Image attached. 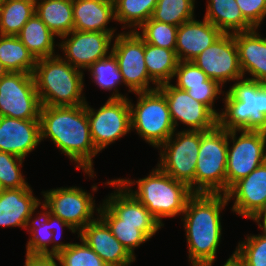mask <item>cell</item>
Returning <instances> with one entry per match:
<instances>
[{
  "label": "cell",
  "mask_w": 266,
  "mask_h": 266,
  "mask_svg": "<svg viewBox=\"0 0 266 266\" xmlns=\"http://www.w3.org/2000/svg\"><path fill=\"white\" fill-rule=\"evenodd\" d=\"M40 139L50 138L53 143L76 163V169L94 176L93 160L99 151L91 135L86 106H45L40 108Z\"/></svg>",
  "instance_id": "cell-1"
},
{
  "label": "cell",
  "mask_w": 266,
  "mask_h": 266,
  "mask_svg": "<svg viewBox=\"0 0 266 266\" xmlns=\"http://www.w3.org/2000/svg\"><path fill=\"white\" fill-rule=\"evenodd\" d=\"M226 194L194 193L183 212L189 262L212 266L222 236L221 211L228 204Z\"/></svg>",
  "instance_id": "cell-2"
},
{
  "label": "cell",
  "mask_w": 266,
  "mask_h": 266,
  "mask_svg": "<svg viewBox=\"0 0 266 266\" xmlns=\"http://www.w3.org/2000/svg\"><path fill=\"white\" fill-rule=\"evenodd\" d=\"M83 71L59 54L38 59L33 72L41 105L80 106L86 104Z\"/></svg>",
  "instance_id": "cell-3"
},
{
  "label": "cell",
  "mask_w": 266,
  "mask_h": 266,
  "mask_svg": "<svg viewBox=\"0 0 266 266\" xmlns=\"http://www.w3.org/2000/svg\"><path fill=\"white\" fill-rule=\"evenodd\" d=\"M140 203H142L154 218L164 226L162 218L183 216L188 199L194 194L190 187L175 180L157 166L145 178L136 181L137 190H132L135 181L117 179Z\"/></svg>",
  "instance_id": "cell-4"
},
{
  "label": "cell",
  "mask_w": 266,
  "mask_h": 266,
  "mask_svg": "<svg viewBox=\"0 0 266 266\" xmlns=\"http://www.w3.org/2000/svg\"><path fill=\"white\" fill-rule=\"evenodd\" d=\"M223 101L221 128L266 132V84L243 77L226 91Z\"/></svg>",
  "instance_id": "cell-5"
},
{
  "label": "cell",
  "mask_w": 266,
  "mask_h": 266,
  "mask_svg": "<svg viewBox=\"0 0 266 266\" xmlns=\"http://www.w3.org/2000/svg\"><path fill=\"white\" fill-rule=\"evenodd\" d=\"M228 130L217 125L201 131L194 193L226 194Z\"/></svg>",
  "instance_id": "cell-6"
},
{
  "label": "cell",
  "mask_w": 266,
  "mask_h": 266,
  "mask_svg": "<svg viewBox=\"0 0 266 266\" xmlns=\"http://www.w3.org/2000/svg\"><path fill=\"white\" fill-rule=\"evenodd\" d=\"M135 94L139 96L136 105L128 99L131 130L158 148L176 133L165 96L158 89Z\"/></svg>",
  "instance_id": "cell-7"
},
{
  "label": "cell",
  "mask_w": 266,
  "mask_h": 266,
  "mask_svg": "<svg viewBox=\"0 0 266 266\" xmlns=\"http://www.w3.org/2000/svg\"><path fill=\"white\" fill-rule=\"evenodd\" d=\"M200 142L201 131L186 129L173 134L158 147L162 149L157 167L175 180L186 183L193 193Z\"/></svg>",
  "instance_id": "cell-8"
},
{
  "label": "cell",
  "mask_w": 266,
  "mask_h": 266,
  "mask_svg": "<svg viewBox=\"0 0 266 266\" xmlns=\"http://www.w3.org/2000/svg\"><path fill=\"white\" fill-rule=\"evenodd\" d=\"M237 132L241 135L237 138ZM229 141L233 145L229 146ZM266 161V132L229 130L226 166V193L239 180Z\"/></svg>",
  "instance_id": "cell-9"
},
{
  "label": "cell",
  "mask_w": 266,
  "mask_h": 266,
  "mask_svg": "<svg viewBox=\"0 0 266 266\" xmlns=\"http://www.w3.org/2000/svg\"><path fill=\"white\" fill-rule=\"evenodd\" d=\"M115 36L111 52L117 59L124 85L129 87L128 92L156 90L157 84L149 77L144 61V40L132 30ZM151 82L156 87H151Z\"/></svg>",
  "instance_id": "cell-10"
},
{
  "label": "cell",
  "mask_w": 266,
  "mask_h": 266,
  "mask_svg": "<svg viewBox=\"0 0 266 266\" xmlns=\"http://www.w3.org/2000/svg\"><path fill=\"white\" fill-rule=\"evenodd\" d=\"M40 108L33 74L9 72L0 79V116L39 119Z\"/></svg>",
  "instance_id": "cell-11"
},
{
  "label": "cell",
  "mask_w": 266,
  "mask_h": 266,
  "mask_svg": "<svg viewBox=\"0 0 266 266\" xmlns=\"http://www.w3.org/2000/svg\"><path fill=\"white\" fill-rule=\"evenodd\" d=\"M90 124V135L95 148L100 152L122 138L131 130L128 98L108 101L98 110L85 104Z\"/></svg>",
  "instance_id": "cell-12"
},
{
  "label": "cell",
  "mask_w": 266,
  "mask_h": 266,
  "mask_svg": "<svg viewBox=\"0 0 266 266\" xmlns=\"http://www.w3.org/2000/svg\"><path fill=\"white\" fill-rule=\"evenodd\" d=\"M44 204L51 214L69 224L75 231H81L87 224L94 221L95 200L90 193L79 187L56 188L42 192ZM93 218V219H92Z\"/></svg>",
  "instance_id": "cell-13"
},
{
  "label": "cell",
  "mask_w": 266,
  "mask_h": 266,
  "mask_svg": "<svg viewBox=\"0 0 266 266\" xmlns=\"http://www.w3.org/2000/svg\"><path fill=\"white\" fill-rule=\"evenodd\" d=\"M192 62L222 87L227 81H237L244 77L234 35L231 33H223Z\"/></svg>",
  "instance_id": "cell-14"
},
{
  "label": "cell",
  "mask_w": 266,
  "mask_h": 266,
  "mask_svg": "<svg viewBox=\"0 0 266 266\" xmlns=\"http://www.w3.org/2000/svg\"><path fill=\"white\" fill-rule=\"evenodd\" d=\"M157 89L165 96L175 130L178 121L189 126L190 131H209L218 125V117L187 91L170 83L162 84Z\"/></svg>",
  "instance_id": "cell-15"
},
{
  "label": "cell",
  "mask_w": 266,
  "mask_h": 266,
  "mask_svg": "<svg viewBox=\"0 0 266 266\" xmlns=\"http://www.w3.org/2000/svg\"><path fill=\"white\" fill-rule=\"evenodd\" d=\"M113 37L114 32L73 30L60 37L63 41L59 43L58 47L60 46L64 52L66 58L64 60L83 71L111 53L110 47Z\"/></svg>",
  "instance_id": "cell-16"
},
{
  "label": "cell",
  "mask_w": 266,
  "mask_h": 266,
  "mask_svg": "<svg viewBox=\"0 0 266 266\" xmlns=\"http://www.w3.org/2000/svg\"><path fill=\"white\" fill-rule=\"evenodd\" d=\"M226 196L229 201L235 199L233 212L254 220L266 207V161L236 182Z\"/></svg>",
  "instance_id": "cell-17"
},
{
  "label": "cell",
  "mask_w": 266,
  "mask_h": 266,
  "mask_svg": "<svg viewBox=\"0 0 266 266\" xmlns=\"http://www.w3.org/2000/svg\"><path fill=\"white\" fill-rule=\"evenodd\" d=\"M77 234L107 266H130L136 260V257H133L114 237L100 217L87 224Z\"/></svg>",
  "instance_id": "cell-18"
},
{
  "label": "cell",
  "mask_w": 266,
  "mask_h": 266,
  "mask_svg": "<svg viewBox=\"0 0 266 266\" xmlns=\"http://www.w3.org/2000/svg\"><path fill=\"white\" fill-rule=\"evenodd\" d=\"M40 142L39 119L0 116V152H8L24 159Z\"/></svg>",
  "instance_id": "cell-19"
},
{
  "label": "cell",
  "mask_w": 266,
  "mask_h": 266,
  "mask_svg": "<svg viewBox=\"0 0 266 266\" xmlns=\"http://www.w3.org/2000/svg\"><path fill=\"white\" fill-rule=\"evenodd\" d=\"M223 33L207 19L195 18L178 27L175 52L179 61H192Z\"/></svg>",
  "instance_id": "cell-20"
},
{
  "label": "cell",
  "mask_w": 266,
  "mask_h": 266,
  "mask_svg": "<svg viewBox=\"0 0 266 266\" xmlns=\"http://www.w3.org/2000/svg\"><path fill=\"white\" fill-rule=\"evenodd\" d=\"M256 29L233 35L243 75L247 72L252 76L248 79L266 84V37H261Z\"/></svg>",
  "instance_id": "cell-21"
},
{
  "label": "cell",
  "mask_w": 266,
  "mask_h": 266,
  "mask_svg": "<svg viewBox=\"0 0 266 266\" xmlns=\"http://www.w3.org/2000/svg\"><path fill=\"white\" fill-rule=\"evenodd\" d=\"M41 201L30 187L0 191V227L26 228L33 209Z\"/></svg>",
  "instance_id": "cell-22"
},
{
  "label": "cell",
  "mask_w": 266,
  "mask_h": 266,
  "mask_svg": "<svg viewBox=\"0 0 266 266\" xmlns=\"http://www.w3.org/2000/svg\"><path fill=\"white\" fill-rule=\"evenodd\" d=\"M73 17V30L115 32L113 28H107L110 20L115 21L114 1L73 0Z\"/></svg>",
  "instance_id": "cell-23"
},
{
  "label": "cell",
  "mask_w": 266,
  "mask_h": 266,
  "mask_svg": "<svg viewBox=\"0 0 266 266\" xmlns=\"http://www.w3.org/2000/svg\"><path fill=\"white\" fill-rule=\"evenodd\" d=\"M106 183L116 188V192L111 193L103 203L121 219V223L160 224L117 179L108 180Z\"/></svg>",
  "instance_id": "cell-24"
},
{
  "label": "cell",
  "mask_w": 266,
  "mask_h": 266,
  "mask_svg": "<svg viewBox=\"0 0 266 266\" xmlns=\"http://www.w3.org/2000/svg\"><path fill=\"white\" fill-rule=\"evenodd\" d=\"M102 205V206H101ZM99 216L110 228L114 237L135 257L134 249L151 239L162 227L160 224L121 223L103 202L100 204Z\"/></svg>",
  "instance_id": "cell-25"
},
{
  "label": "cell",
  "mask_w": 266,
  "mask_h": 266,
  "mask_svg": "<svg viewBox=\"0 0 266 266\" xmlns=\"http://www.w3.org/2000/svg\"><path fill=\"white\" fill-rule=\"evenodd\" d=\"M207 3L204 18L222 33L233 34L254 29L244 18L236 0H208Z\"/></svg>",
  "instance_id": "cell-26"
},
{
  "label": "cell",
  "mask_w": 266,
  "mask_h": 266,
  "mask_svg": "<svg viewBox=\"0 0 266 266\" xmlns=\"http://www.w3.org/2000/svg\"><path fill=\"white\" fill-rule=\"evenodd\" d=\"M35 13L59 38L73 31V0H35Z\"/></svg>",
  "instance_id": "cell-27"
},
{
  "label": "cell",
  "mask_w": 266,
  "mask_h": 266,
  "mask_svg": "<svg viewBox=\"0 0 266 266\" xmlns=\"http://www.w3.org/2000/svg\"><path fill=\"white\" fill-rule=\"evenodd\" d=\"M33 57L38 60L55 55V38L57 37L35 14L23 26L17 35Z\"/></svg>",
  "instance_id": "cell-28"
},
{
  "label": "cell",
  "mask_w": 266,
  "mask_h": 266,
  "mask_svg": "<svg viewBox=\"0 0 266 266\" xmlns=\"http://www.w3.org/2000/svg\"><path fill=\"white\" fill-rule=\"evenodd\" d=\"M144 61L149 77L157 84V87L165 83H171L179 62L174 50L145 42Z\"/></svg>",
  "instance_id": "cell-29"
},
{
  "label": "cell",
  "mask_w": 266,
  "mask_h": 266,
  "mask_svg": "<svg viewBox=\"0 0 266 266\" xmlns=\"http://www.w3.org/2000/svg\"><path fill=\"white\" fill-rule=\"evenodd\" d=\"M40 202L31 213L26 225V230L30 232L31 238L27 241L26 254L30 255H50L49 244H52L53 228H52V214L50 209ZM41 205L44 212H40L34 220L32 215L35 210ZM42 213V214H41ZM32 220V221H31ZM30 228V231H29Z\"/></svg>",
  "instance_id": "cell-30"
},
{
  "label": "cell",
  "mask_w": 266,
  "mask_h": 266,
  "mask_svg": "<svg viewBox=\"0 0 266 266\" xmlns=\"http://www.w3.org/2000/svg\"><path fill=\"white\" fill-rule=\"evenodd\" d=\"M36 61L17 36L0 34V62L9 72L33 74Z\"/></svg>",
  "instance_id": "cell-31"
},
{
  "label": "cell",
  "mask_w": 266,
  "mask_h": 266,
  "mask_svg": "<svg viewBox=\"0 0 266 266\" xmlns=\"http://www.w3.org/2000/svg\"><path fill=\"white\" fill-rule=\"evenodd\" d=\"M33 14H35V0H2L0 34L17 36Z\"/></svg>",
  "instance_id": "cell-32"
},
{
  "label": "cell",
  "mask_w": 266,
  "mask_h": 266,
  "mask_svg": "<svg viewBox=\"0 0 266 266\" xmlns=\"http://www.w3.org/2000/svg\"><path fill=\"white\" fill-rule=\"evenodd\" d=\"M158 0H114L115 21L136 31L153 15Z\"/></svg>",
  "instance_id": "cell-33"
},
{
  "label": "cell",
  "mask_w": 266,
  "mask_h": 266,
  "mask_svg": "<svg viewBox=\"0 0 266 266\" xmlns=\"http://www.w3.org/2000/svg\"><path fill=\"white\" fill-rule=\"evenodd\" d=\"M87 70L90 72L94 83L96 82V85L101 89L114 91L109 98H127V96L119 93L117 89V86L121 83L124 84V81L119 71L117 59L112 52L103 59L97 60L94 64L90 65Z\"/></svg>",
  "instance_id": "cell-34"
},
{
  "label": "cell",
  "mask_w": 266,
  "mask_h": 266,
  "mask_svg": "<svg viewBox=\"0 0 266 266\" xmlns=\"http://www.w3.org/2000/svg\"><path fill=\"white\" fill-rule=\"evenodd\" d=\"M195 0H158L152 19L180 26L194 18Z\"/></svg>",
  "instance_id": "cell-35"
},
{
  "label": "cell",
  "mask_w": 266,
  "mask_h": 266,
  "mask_svg": "<svg viewBox=\"0 0 266 266\" xmlns=\"http://www.w3.org/2000/svg\"><path fill=\"white\" fill-rule=\"evenodd\" d=\"M139 29L136 33L145 43L175 51L178 26L150 18Z\"/></svg>",
  "instance_id": "cell-36"
},
{
  "label": "cell",
  "mask_w": 266,
  "mask_h": 266,
  "mask_svg": "<svg viewBox=\"0 0 266 266\" xmlns=\"http://www.w3.org/2000/svg\"><path fill=\"white\" fill-rule=\"evenodd\" d=\"M262 231L238 243L233 254L244 266H266V231Z\"/></svg>",
  "instance_id": "cell-37"
},
{
  "label": "cell",
  "mask_w": 266,
  "mask_h": 266,
  "mask_svg": "<svg viewBox=\"0 0 266 266\" xmlns=\"http://www.w3.org/2000/svg\"><path fill=\"white\" fill-rule=\"evenodd\" d=\"M24 159L8 153L0 152V188L15 189L30 187L21 173Z\"/></svg>",
  "instance_id": "cell-38"
},
{
  "label": "cell",
  "mask_w": 266,
  "mask_h": 266,
  "mask_svg": "<svg viewBox=\"0 0 266 266\" xmlns=\"http://www.w3.org/2000/svg\"><path fill=\"white\" fill-rule=\"evenodd\" d=\"M81 244L71 243L57 257L60 266H107L82 239Z\"/></svg>",
  "instance_id": "cell-39"
},
{
  "label": "cell",
  "mask_w": 266,
  "mask_h": 266,
  "mask_svg": "<svg viewBox=\"0 0 266 266\" xmlns=\"http://www.w3.org/2000/svg\"><path fill=\"white\" fill-rule=\"evenodd\" d=\"M177 77L175 87L188 90L189 86L204 85L208 76L192 61H179L175 70L174 78Z\"/></svg>",
  "instance_id": "cell-40"
},
{
  "label": "cell",
  "mask_w": 266,
  "mask_h": 266,
  "mask_svg": "<svg viewBox=\"0 0 266 266\" xmlns=\"http://www.w3.org/2000/svg\"><path fill=\"white\" fill-rule=\"evenodd\" d=\"M222 88L217 81L208 78L204 85L189 86L186 91L192 98L206 105L218 117L221 112L218 113L213 105L216 98L218 99L217 96L224 93Z\"/></svg>",
  "instance_id": "cell-41"
},
{
  "label": "cell",
  "mask_w": 266,
  "mask_h": 266,
  "mask_svg": "<svg viewBox=\"0 0 266 266\" xmlns=\"http://www.w3.org/2000/svg\"><path fill=\"white\" fill-rule=\"evenodd\" d=\"M236 3L244 18L258 29L266 16V0H236Z\"/></svg>",
  "instance_id": "cell-42"
},
{
  "label": "cell",
  "mask_w": 266,
  "mask_h": 266,
  "mask_svg": "<svg viewBox=\"0 0 266 266\" xmlns=\"http://www.w3.org/2000/svg\"><path fill=\"white\" fill-rule=\"evenodd\" d=\"M63 228V227H67L69 230L72 231V233H75L76 231L69 225L67 224L65 221H62L59 217H56L54 215H52V228H53V237H52V248L50 249V255H58L61 251L65 250L68 246L71 245V243H63V242H59V238L62 235V231H61V235L57 234V229L56 228ZM56 229V230H55ZM56 232V234H55ZM59 235V236H56Z\"/></svg>",
  "instance_id": "cell-43"
},
{
  "label": "cell",
  "mask_w": 266,
  "mask_h": 266,
  "mask_svg": "<svg viewBox=\"0 0 266 266\" xmlns=\"http://www.w3.org/2000/svg\"><path fill=\"white\" fill-rule=\"evenodd\" d=\"M57 255H30L26 254L24 266H58Z\"/></svg>",
  "instance_id": "cell-44"
},
{
  "label": "cell",
  "mask_w": 266,
  "mask_h": 266,
  "mask_svg": "<svg viewBox=\"0 0 266 266\" xmlns=\"http://www.w3.org/2000/svg\"><path fill=\"white\" fill-rule=\"evenodd\" d=\"M253 221L258 223V226L261 228V230L266 231V207L260 212V214Z\"/></svg>",
  "instance_id": "cell-45"
},
{
  "label": "cell",
  "mask_w": 266,
  "mask_h": 266,
  "mask_svg": "<svg viewBox=\"0 0 266 266\" xmlns=\"http://www.w3.org/2000/svg\"><path fill=\"white\" fill-rule=\"evenodd\" d=\"M223 266H244L239 259L232 254Z\"/></svg>",
  "instance_id": "cell-46"
},
{
  "label": "cell",
  "mask_w": 266,
  "mask_h": 266,
  "mask_svg": "<svg viewBox=\"0 0 266 266\" xmlns=\"http://www.w3.org/2000/svg\"><path fill=\"white\" fill-rule=\"evenodd\" d=\"M9 70L0 62V79L6 76Z\"/></svg>",
  "instance_id": "cell-47"
}]
</instances>
